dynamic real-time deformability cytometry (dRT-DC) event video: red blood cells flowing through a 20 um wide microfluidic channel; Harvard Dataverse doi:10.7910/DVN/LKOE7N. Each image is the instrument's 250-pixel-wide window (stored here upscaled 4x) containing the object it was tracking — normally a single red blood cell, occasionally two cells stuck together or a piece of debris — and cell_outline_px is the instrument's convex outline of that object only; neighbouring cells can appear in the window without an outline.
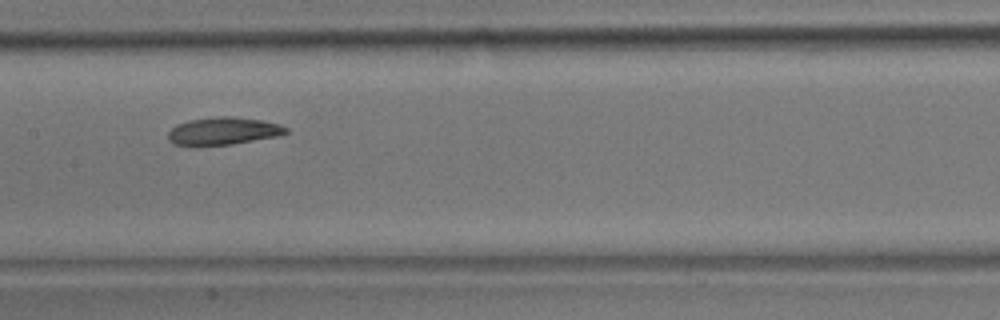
{"species": "common noctule bat (a hibernating species)", "species_latin": "Nyctalus noctula", "temperature_condition": "room temperature", "stored_images_in_passage": 15, "camera_frame_rate_fps": 3000, "um_per_image_px": 0.085, "animal": {"sex": "male", "body_mass_g": 17.9}, "frame": {"image": 1, "passage_image": 7, "time_ms": 8.0, "image_size_px": [1000, 320], "cell_outline_px": [[288, 132], [280, 136], [232, 144], [196, 148], [192, 148], [172, 144], [168, 140], [168, 132], [176, 124], [188, 120], [220, 116], [232, 116], [260, 120], [280, 124], [288, 128]], "centroid_in_image_um": [18.91, 11.18], "position_along_channel_um": 188.5, "area_um2": 19.65}}
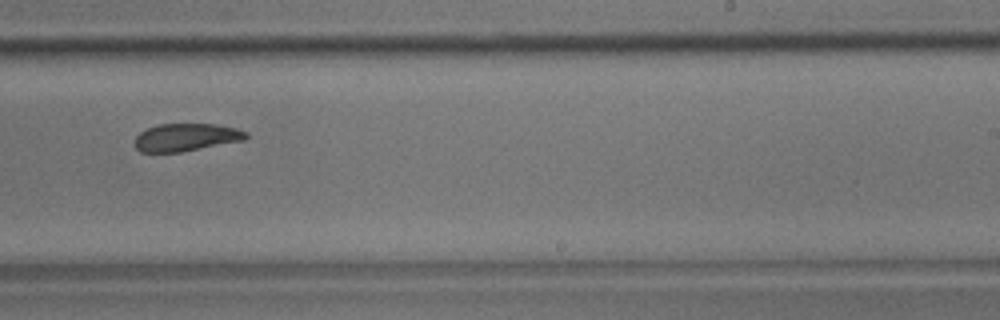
{"frame": {"image": 2, "passage_image": 9, "time_ms": 10.333, "image_size_px": [1000, 320], "cell_outline_px": [[248, 136], [244, 140], [180, 152], [140, 152], [136, 148], [136, 136], [140, 132], [148, 128], [160, 124], [216, 124], [236, 128], [248, 132]], "centroid_in_image_um": [15.84, 11.67], "position_along_channel_um": 273.2, "area_um2": 17.8}, "authors_computed_cell_mechanics": {"area_um2": 19.4208, "velocity_mm_per_s": 3.6391, "shape_relaxation_time_tau1_ms": null, "shape_relaxation_time_tau2_ms": 7.3852, "deformation_change_tau1": null, "deformation_change_tau2": 0.0679}}